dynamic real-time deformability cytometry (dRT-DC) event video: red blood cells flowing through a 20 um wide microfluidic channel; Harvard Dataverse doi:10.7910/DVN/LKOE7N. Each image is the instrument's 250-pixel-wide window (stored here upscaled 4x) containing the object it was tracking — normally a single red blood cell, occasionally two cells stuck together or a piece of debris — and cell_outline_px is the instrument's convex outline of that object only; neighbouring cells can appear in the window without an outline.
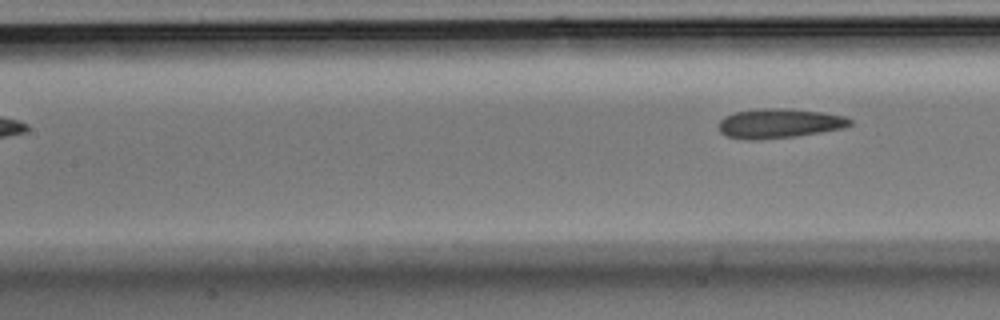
{"species": "Egyptian fruit bat (a non-hibernating species)", "species_latin": "Rousettus aegyptiacus", "temperature_condition": "room temperature", "stored_images_in_passage": 6, "camera_frame_rate_fps": 3000, "um_per_image_px": 0.085, "animal": {"sex": "male"}, "frame": {"image": 1, "passage_image": 6, "time_ms": 1.667, "image_size_px": [1000, 320], "cell_outline_px": [[852, 124], [844, 128], [796, 136], [760, 140], [748, 140], [728, 136], [720, 132], [720, 120], [724, 116], [736, 112], [760, 108], [784, 108], [824, 112], [844, 116], [852, 120]], "centroid_in_image_um": [66.25, 10.48], "position_along_channel_um": 141.1, "area_um2": 22.6}}